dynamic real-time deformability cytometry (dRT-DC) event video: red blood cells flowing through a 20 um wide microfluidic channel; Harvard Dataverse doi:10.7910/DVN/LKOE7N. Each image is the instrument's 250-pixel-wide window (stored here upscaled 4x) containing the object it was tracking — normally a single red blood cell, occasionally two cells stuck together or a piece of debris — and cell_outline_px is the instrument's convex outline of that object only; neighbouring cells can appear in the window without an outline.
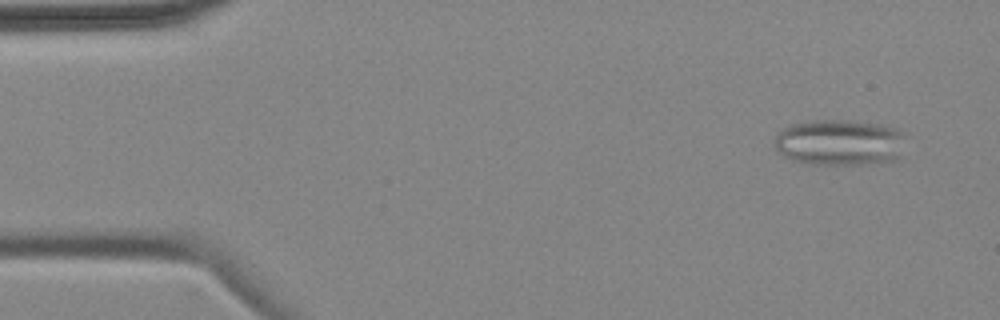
{"species": "common noctule bat (a hibernating species)", "species_latin": "Nyctalus noctula", "temperature_condition": "cold", "stored_images_in_passage": 3, "camera_frame_rate_fps": 3000, "um_per_image_px": 0.085, "animal": {"sex": "female", "body_mass_g": 18.4}, "frame": {"image": 1, "passage_image": 1, "time_ms": 0.0, "image_size_px": [1000, 320], "cell_outline_px": [[904, 136], [900, 156], [896, 160], [864, 164], [812, 164], [792, 160], [776, 152], [776, 136], [788, 124], [808, 120], [848, 120], [884, 124], [896, 128], [904, 132]], "centroid_in_image_um": [71.37, 12.09], "position_along_channel_um": 13.6, "area_um2": 35.55}}